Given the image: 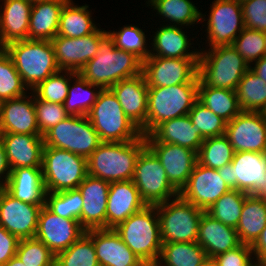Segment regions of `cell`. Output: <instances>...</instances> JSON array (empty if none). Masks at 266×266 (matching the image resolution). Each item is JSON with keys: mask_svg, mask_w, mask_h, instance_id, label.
Here are the masks:
<instances>
[{"mask_svg": "<svg viewBox=\"0 0 266 266\" xmlns=\"http://www.w3.org/2000/svg\"><path fill=\"white\" fill-rule=\"evenodd\" d=\"M79 73L101 89H109L121 80L140 75L142 60L132 52L115 47L113 39L107 34L100 41L97 54Z\"/></svg>", "mask_w": 266, "mask_h": 266, "instance_id": "1", "label": "cell"}, {"mask_svg": "<svg viewBox=\"0 0 266 266\" xmlns=\"http://www.w3.org/2000/svg\"><path fill=\"white\" fill-rule=\"evenodd\" d=\"M146 146L144 135L128 142H102L87 158V173L108 182L132 180L136 161Z\"/></svg>", "mask_w": 266, "mask_h": 266, "instance_id": "2", "label": "cell"}, {"mask_svg": "<svg viewBox=\"0 0 266 266\" xmlns=\"http://www.w3.org/2000/svg\"><path fill=\"white\" fill-rule=\"evenodd\" d=\"M114 230L146 266H155L160 258L162 241L156 205H146Z\"/></svg>", "mask_w": 266, "mask_h": 266, "instance_id": "3", "label": "cell"}, {"mask_svg": "<svg viewBox=\"0 0 266 266\" xmlns=\"http://www.w3.org/2000/svg\"><path fill=\"white\" fill-rule=\"evenodd\" d=\"M4 49L11 56L17 72L30 91L60 70L51 41L20 40L9 43Z\"/></svg>", "mask_w": 266, "mask_h": 266, "instance_id": "4", "label": "cell"}, {"mask_svg": "<svg viewBox=\"0 0 266 266\" xmlns=\"http://www.w3.org/2000/svg\"><path fill=\"white\" fill-rule=\"evenodd\" d=\"M199 75L191 82L148 88L146 135L164 121L187 115L198 100Z\"/></svg>", "mask_w": 266, "mask_h": 266, "instance_id": "5", "label": "cell"}, {"mask_svg": "<svg viewBox=\"0 0 266 266\" xmlns=\"http://www.w3.org/2000/svg\"><path fill=\"white\" fill-rule=\"evenodd\" d=\"M249 69V64L232 45L200 50L198 75L207 86L236 91L238 83Z\"/></svg>", "mask_w": 266, "mask_h": 266, "instance_id": "6", "label": "cell"}, {"mask_svg": "<svg viewBox=\"0 0 266 266\" xmlns=\"http://www.w3.org/2000/svg\"><path fill=\"white\" fill-rule=\"evenodd\" d=\"M87 117L102 142H128L142 136L140 128L124 113L110 89H102Z\"/></svg>", "mask_w": 266, "mask_h": 266, "instance_id": "7", "label": "cell"}, {"mask_svg": "<svg viewBox=\"0 0 266 266\" xmlns=\"http://www.w3.org/2000/svg\"><path fill=\"white\" fill-rule=\"evenodd\" d=\"M162 243L197 242L200 219L205 211L180 195L156 205Z\"/></svg>", "mask_w": 266, "mask_h": 266, "instance_id": "8", "label": "cell"}, {"mask_svg": "<svg viewBox=\"0 0 266 266\" xmlns=\"http://www.w3.org/2000/svg\"><path fill=\"white\" fill-rule=\"evenodd\" d=\"M42 172L46 192L77 189L88 175L87 159L67 150L44 146Z\"/></svg>", "mask_w": 266, "mask_h": 266, "instance_id": "9", "label": "cell"}, {"mask_svg": "<svg viewBox=\"0 0 266 266\" xmlns=\"http://www.w3.org/2000/svg\"><path fill=\"white\" fill-rule=\"evenodd\" d=\"M44 146L67 150L88 158L102 143L87 116L70 115L49 129L44 135Z\"/></svg>", "mask_w": 266, "mask_h": 266, "instance_id": "10", "label": "cell"}, {"mask_svg": "<svg viewBox=\"0 0 266 266\" xmlns=\"http://www.w3.org/2000/svg\"><path fill=\"white\" fill-rule=\"evenodd\" d=\"M217 170L231 189L248 195H261L266 189V153L234 152L232 162Z\"/></svg>", "mask_w": 266, "mask_h": 266, "instance_id": "11", "label": "cell"}, {"mask_svg": "<svg viewBox=\"0 0 266 266\" xmlns=\"http://www.w3.org/2000/svg\"><path fill=\"white\" fill-rule=\"evenodd\" d=\"M132 181L147 205L164 203L179 195L168 181L160 160L148 146L141 151L136 161Z\"/></svg>", "mask_w": 266, "mask_h": 266, "instance_id": "12", "label": "cell"}, {"mask_svg": "<svg viewBox=\"0 0 266 266\" xmlns=\"http://www.w3.org/2000/svg\"><path fill=\"white\" fill-rule=\"evenodd\" d=\"M199 58L148 57L142 74L148 87H169L191 82L198 75Z\"/></svg>", "mask_w": 266, "mask_h": 266, "instance_id": "13", "label": "cell"}, {"mask_svg": "<svg viewBox=\"0 0 266 266\" xmlns=\"http://www.w3.org/2000/svg\"><path fill=\"white\" fill-rule=\"evenodd\" d=\"M206 24L209 47L231 45L245 28L238 0H214Z\"/></svg>", "mask_w": 266, "mask_h": 266, "instance_id": "14", "label": "cell"}, {"mask_svg": "<svg viewBox=\"0 0 266 266\" xmlns=\"http://www.w3.org/2000/svg\"><path fill=\"white\" fill-rule=\"evenodd\" d=\"M225 136L234 152L266 153V118L261 112L241 111L227 123Z\"/></svg>", "mask_w": 266, "mask_h": 266, "instance_id": "15", "label": "cell"}, {"mask_svg": "<svg viewBox=\"0 0 266 266\" xmlns=\"http://www.w3.org/2000/svg\"><path fill=\"white\" fill-rule=\"evenodd\" d=\"M86 230L75 219L62 218L43 206L38 218L35 238L42 241L56 256L79 240Z\"/></svg>", "mask_w": 266, "mask_h": 266, "instance_id": "16", "label": "cell"}, {"mask_svg": "<svg viewBox=\"0 0 266 266\" xmlns=\"http://www.w3.org/2000/svg\"><path fill=\"white\" fill-rule=\"evenodd\" d=\"M107 31L98 28L94 33L80 38L56 35L52 40L55 59L60 70L79 72L98 52L100 41Z\"/></svg>", "mask_w": 266, "mask_h": 266, "instance_id": "17", "label": "cell"}, {"mask_svg": "<svg viewBox=\"0 0 266 266\" xmlns=\"http://www.w3.org/2000/svg\"><path fill=\"white\" fill-rule=\"evenodd\" d=\"M231 188L223 181L217 169L197 162L179 195L199 209L206 211Z\"/></svg>", "mask_w": 266, "mask_h": 266, "instance_id": "18", "label": "cell"}, {"mask_svg": "<svg viewBox=\"0 0 266 266\" xmlns=\"http://www.w3.org/2000/svg\"><path fill=\"white\" fill-rule=\"evenodd\" d=\"M45 205L24 203L11 196L5 189L0 195V226L19 240L34 238L39 213Z\"/></svg>", "mask_w": 266, "mask_h": 266, "instance_id": "19", "label": "cell"}, {"mask_svg": "<svg viewBox=\"0 0 266 266\" xmlns=\"http://www.w3.org/2000/svg\"><path fill=\"white\" fill-rule=\"evenodd\" d=\"M164 168L168 181L180 192L198 162L197 152L169 143H146Z\"/></svg>", "mask_w": 266, "mask_h": 266, "instance_id": "20", "label": "cell"}, {"mask_svg": "<svg viewBox=\"0 0 266 266\" xmlns=\"http://www.w3.org/2000/svg\"><path fill=\"white\" fill-rule=\"evenodd\" d=\"M110 182L87 175L78 186L83 198L81 217L82 227L88 231L106 229V209Z\"/></svg>", "mask_w": 266, "mask_h": 266, "instance_id": "21", "label": "cell"}, {"mask_svg": "<svg viewBox=\"0 0 266 266\" xmlns=\"http://www.w3.org/2000/svg\"><path fill=\"white\" fill-rule=\"evenodd\" d=\"M148 88L142 73L121 80L109 88L119 101L125 115L140 128L144 136H146Z\"/></svg>", "mask_w": 266, "mask_h": 266, "instance_id": "22", "label": "cell"}, {"mask_svg": "<svg viewBox=\"0 0 266 266\" xmlns=\"http://www.w3.org/2000/svg\"><path fill=\"white\" fill-rule=\"evenodd\" d=\"M85 234L93 241L100 266H146L114 229H93Z\"/></svg>", "mask_w": 266, "mask_h": 266, "instance_id": "23", "label": "cell"}, {"mask_svg": "<svg viewBox=\"0 0 266 266\" xmlns=\"http://www.w3.org/2000/svg\"><path fill=\"white\" fill-rule=\"evenodd\" d=\"M2 101L0 133L41 135L34 106V93Z\"/></svg>", "mask_w": 266, "mask_h": 266, "instance_id": "24", "label": "cell"}, {"mask_svg": "<svg viewBox=\"0 0 266 266\" xmlns=\"http://www.w3.org/2000/svg\"><path fill=\"white\" fill-rule=\"evenodd\" d=\"M146 205L132 180L110 182L106 229H114Z\"/></svg>", "mask_w": 266, "mask_h": 266, "instance_id": "25", "label": "cell"}, {"mask_svg": "<svg viewBox=\"0 0 266 266\" xmlns=\"http://www.w3.org/2000/svg\"><path fill=\"white\" fill-rule=\"evenodd\" d=\"M10 169L42 168L44 140L42 135L0 133Z\"/></svg>", "mask_w": 266, "mask_h": 266, "instance_id": "26", "label": "cell"}, {"mask_svg": "<svg viewBox=\"0 0 266 266\" xmlns=\"http://www.w3.org/2000/svg\"><path fill=\"white\" fill-rule=\"evenodd\" d=\"M144 137L146 143H169L189 148L197 153L203 143L200 130L192 124L188 114L162 122Z\"/></svg>", "mask_w": 266, "mask_h": 266, "instance_id": "27", "label": "cell"}, {"mask_svg": "<svg viewBox=\"0 0 266 266\" xmlns=\"http://www.w3.org/2000/svg\"><path fill=\"white\" fill-rule=\"evenodd\" d=\"M197 243L213 258L239 246L241 243L234 227L223 224L203 213L198 227Z\"/></svg>", "mask_w": 266, "mask_h": 266, "instance_id": "28", "label": "cell"}, {"mask_svg": "<svg viewBox=\"0 0 266 266\" xmlns=\"http://www.w3.org/2000/svg\"><path fill=\"white\" fill-rule=\"evenodd\" d=\"M4 1V3H3ZM0 9V48L28 39L32 3L28 0H2Z\"/></svg>", "mask_w": 266, "mask_h": 266, "instance_id": "29", "label": "cell"}, {"mask_svg": "<svg viewBox=\"0 0 266 266\" xmlns=\"http://www.w3.org/2000/svg\"><path fill=\"white\" fill-rule=\"evenodd\" d=\"M5 190L24 203L45 205L46 189L42 168L27 167L11 170Z\"/></svg>", "mask_w": 266, "mask_h": 266, "instance_id": "30", "label": "cell"}, {"mask_svg": "<svg viewBox=\"0 0 266 266\" xmlns=\"http://www.w3.org/2000/svg\"><path fill=\"white\" fill-rule=\"evenodd\" d=\"M182 28L174 25H164L158 28L153 36L149 57L199 58L200 50L191 52L190 48H193L191 38L188 39L187 32Z\"/></svg>", "mask_w": 266, "mask_h": 266, "instance_id": "31", "label": "cell"}, {"mask_svg": "<svg viewBox=\"0 0 266 266\" xmlns=\"http://www.w3.org/2000/svg\"><path fill=\"white\" fill-rule=\"evenodd\" d=\"M67 1L52 0L32 3L28 39L51 41L57 35L60 13Z\"/></svg>", "mask_w": 266, "mask_h": 266, "instance_id": "32", "label": "cell"}, {"mask_svg": "<svg viewBox=\"0 0 266 266\" xmlns=\"http://www.w3.org/2000/svg\"><path fill=\"white\" fill-rule=\"evenodd\" d=\"M265 226L266 200L261 195H248L235 228L240 243L252 245Z\"/></svg>", "mask_w": 266, "mask_h": 266, "instance_id": "33", "label": "cell"}, {"mask_svg": "<svg viewBox=\"0 0 266 266\" xmlns=\"http://www.w3.org/2000/svg\"><path fill=\"white\" fill-rule=\"evenodd\" d=\"M87 4L77 6L68 0L60 13L58 36L80 38L94 33L98 27L91 18V11ZM94 22V23H93Z\"/></svg>", "mask_w": 266, "mask_h": 266, "instance_id": "34", "label": "cell"}, {"mask_svg": "<svg viewBox=\"0 0 266 266\" xmlns=\"http://www.w3.org/2000/svg\"><path fill=\"white\" fill-rule=\"evenodd\" d=\"M198 101L227 123L242 111L236 91L210 87L205 85L200 79Z\"/></svg>", "mask_w": 266, "mask_h": 266, "instance_id": "35", "label": "cell"}, {"mask_svg": "<svg viewBox=\"0 0 266 266\" xmlns=\"http://www.w3.org/2000/svg\"><path fill=\"white\" fill-rule=\"evenodd\" d=\"M147 4L156 10L162 20H169L174 26H189L200 23L204 19V15L195 6L191 0H147ZM199 10V11H198Z\"/></svg>", "mask_w": 266, "mask_h": 266, "instance_id": "36", "label": "cell"}, {"mask_svg": "<svg viewBox=\"0 0 266 266\" xmlns=\"http://www.w3.org/2000/svg\"><path fill=\"white\" fill-rule=\"evenodd\" d=\"M207 258L206 251L197 242L162 243L155 266H201Z\"/></svg>", "mask_w": 266, "mask_h": 266, "instance_id": "37", "label": "cell"}, {"mask_svg": "<svg viewBox=\"0 0 266 266\" xmlns=\"http://www.w3.org/2000/svg\"><path fill=\"white\" fill-rule=\"evenodd\" d=\"M73 81L72 86L70 82L64 102L65 110L70 115L87 116L102 89L88 82L79 72L73 76Z\"/></svg>", "mask_w": 266, "mask_h": 266, "instance_id": "38", "label": "cell"}, {"mask_svg": "<svg viewBox=\"0 0 266 266\" xmlns=\"http://www.w3.org/2000/svg\"><path fill=\"white\" fill-rule=\"evenodd\" d=\"M236 94L242 111L261 112L266 105V82L249 69L238 83Z\"/></svg>", "mask_w": 266, "mask_h": 266, "instance_id": "39", "label": "cell"}, {"mask_svg": "<svg viewBox=\"0 0 266 266\" xmlns=\"http://www.w3.org/2000/svg\"><path fill=\"white\" fill-rule=\"evenodd\" d=\"M234 150L228 138L223 135L203 140L197 153L198 163L213 169H218L233 160Z\"/></svg>", "mask_w": 266, "mask_h": 266, "instance_id": "40", "label": "cell"}, {"mask_svg": "<svg viewBox=\"0 0 266 266\" xmlns=\"http://www.w3.org/2000/svg\"><path fill=\"white\" fill-rule=\"evenodd\" d=\"M247 196V193L237 189H231L223 194L205 212L223 224L236 228L240 219L243 203Z\"/></svg>", "mask_w": 266, "mask_h": 266, "instance_id": "41", "label": "cell"}, {"mask_svg": "<svg viewBox=\"0 0 266 266\" xmlns=\"http://www.w3.org/2000/svg\"><path fill=\"white\" fill-rule=\"evenodd\" d=\"M14 61L4 48H0V100L21 97L28 92Z\"/></svg>", "mask_w": 266, "mask_h": 266, "instance_id": "42", "label": "cell"}, {"mask_svg": "<svg viewBox=\"0 0 266 266\" xmlns=\"http://www.w3.org/2000/svg\"><path fill=\"white\" fill-rule=\"evenodd\" d=\"M55 266H100L93 241L84 234L55 256Z\"/></svg>", "mask_w": 266, "mask_h": 266, "instance_id": "43", "label": "cell"}, {"mask_svg": "<svg viewBox=\"0 0 266 266\" xmlns=\"http://www.w3.org/2000/svg\"><path fill=\"white\" fill-rule=\"evenodd\" d=\"M45 206L54 214L66 219L81 217L83 198L78 189L61 192H46Z\"/></svg>", "mask_w": 266, "mask_h": 266, "instance_id": "44", "label": "cell"}, {"mask_svg": "<svg viewBox=\"0 0 266 266\" xmlns=\"http://www.w3.org/2000/svg\"><path fill=\"white\" fill-rule=\"evenodd\" d=\"M76 73L69 70H59L35 87L33 93L43 101L64 104L70 81Z\"/></svg>", "mask_w": 266, "mask_h": 266, "instance_id": "45", "label": "cell"}, {"mask_svg": "<svg viewBox=\"0 0 266 266\" xmlns=\"http://www.w3.org/2000/svg\"><path fill=\"white\" fill-rule=\"evenodd\" d=\"M113 39L115 47L124 51L132 52L142 61L150 56V50L147 47L145 32L134 25H126L117 31H107Z\"/></svg>", "mask_w": 266, "mask_h": 266, "instance_id": "46", "label": "cell"}, {"mask_svg": "<svg viewBox=\"0 0 266 266\" xmlns=\"http://www.w3.org/2000/svg\"><path fill=\"white\" fill-rule=\"evenodd\" d=\"M188 115L192 124L200 130L203 140L225 135L227 122L198 100L194 103Z\"/></svg>", "mask_w": 266, "mask_h": 266, "instance_id": "47", "label": "cell"}, {"mask_svg": "<svg viewBox=\"0 0 266 266\" xmlns=\"http://www.w3.org/2000/svg\"><path fill=\"white\" fill-rule=\"evenodd\" d=\"M232 47L244 58L249 66L266 56L263 31L244 28L232 42Z\"/></svg>", "mask_w": 266, "mask_h": 266, "instance_id": "48", "label": "cell"}, {"mask_svg": "<svg viewBox=\"0 0 266 266\" xmlns=\"http://www.w3.org/2000/svg\"><path fill=\"white\" fill-rule=\"evenodd\" d=\"M16 256L26 266H55V255L37 238L21 239Z\"/></svg>", "mask_w": 266, "mask_h": 266, "instance_id": "49", "label": "cell"}, {"mask_svg": "<svg viewBox=\"0 0 266 266\" xmlns=\"http://www.w3.org/2000/svg\"><path fill=\"white\" fill-rule=\"evenodd\" d=\"M34 106L39 131L43 136L49 129L66 119L70 114L65 110L64 104L50 103L39 99L34 94Z\"/></svg>", "mask_w": 266, "mask_h": 266, "instance_id": "50", "label": "cell"}, {"mask_svg": "<svg viewBox=\"0 0 266 266\" xmlns=\"http://www.w3.org/2000/svg\"><path fill=\"white\" fill-rule=\"evenodd\" d=\"M244 26L248 29L266 30V0H243L240 2Z\"/></svg>", "mask_w": 266, "mask_h": 266, "instance_id": "51", "label": "cell"}, {"mask_svg": "<svg viewBox=\"0 0 266 266\" xmlns=\"http://www.w3.org/2000/svg\"><path fill=\"white\" fill-rule=\"evenodd\" d=\"M252 255L251 245L241 243L236 248L221 253L213 259L218 266H251L254 263Z\"/></svg>", "mask_w": 266, "mask_h": 266, "instance_id": "52", "label": "cell"}, {"mask_svg": "<svg viewBox=\"0 0 266 266\" xmlns=\"http://www.w3.org/2000/svg\"><path fill=\"white\" fill-rule=\"evenodd\" d=\"M19 239L0 226V266L16 255Z\"/></svg>", "mask_w": 266, "mask_h": 266, "instance_id": "53", "label": "cell"}, {"mask_svg": "<svg viewBox=\"0 0 266 266\" xmlns=\"http://www.w3.org/2000/svg\"><path fill=\"white\" fill-rule=\"evenodd\" d=\"M251 250L255 261L266 263V226L251 245Z\"/></svg>", "mask_w": 266, "mask_h": 266, "instance_id": "54", "label": "cell"}, {"mask_svg": "<svg viewBox=\"0 0 266 266\" xmlns=\"http://www.w3.org/2000/svg\"><path fill=\"white\" fill-rule=\"evenodd\" d=\"M10 172L11 169L6 157L5 149L3 143L0 140V188L5 189L10 176Z\"/></svg>", "mask_w": 266, "mask_h": 266, "instance_id": "55", "label": "cell"}, {"mask_svg": "<svg viewBox=\"0 0 266 266\" xmlns=\"http://www.w3.org/2000/svg\"><path fill=\"white\" fill-rule=\"evenodd\" d=\"M252 65H250V70L266 82V56L255 61Z\"/></svg>", "mask_w": 266, "mask_h": 266, "instance_id": "56", "label": "cell"}, {"mask_svg": "<svg viewBox=\"0 0 266 266\" xmlns=\"http://www.w3.org/2000/svg\"><path fill=\"white\" fill-rule=\"evenodd\" d=\"M3 266H26L16 255Z\"/></svg>", "mask_w": 266, "mask_h": 266, "instance_id": "57", "label": "cell"}, {"mask_svg": "<svg viewBox=\"0 0 266 266\" xmlns=\"http://www.w3.org/2000/svg\"><path fill=\"white\" fill-rule=\"evenodd\" d=\"M201 266H218L213 258H207Z\"/></svg>", "mask_w": 266, "mask_h": 266, "instance_id": "58", "label": "cell"}, {"mask_svg": "<svg viewBox=\"0 0 266 266\" xmlns=\"http://www.w3.org/2000/svg\"><path fill=\"white\" fill-rule=\"evenodd\" d=\"M251 266H266V263L254 261V263Z\"/></svg>", "mask_w": 266, "mask_h": 266, "instance_id": "59", "label": "cell"}, {"mask_svg": "<svg viewBox=\"0 0 266 266\" xmlns=\"http://www.w3.org/2000/svg\"><path fill=\"white\" fill-rule=\"evenodd\" d=\"M31 3H39V2H47V1H52V0H28Z\"/></svg>", "mask_w": 266, "mask_h": 266, "instance_id": "60", "label": "cell"}, {"mask_svg": "<svg viewBox=\"0 0 266 266\" xmlns=\"http://www.w3.org/2000/svg\"><path fill=\"white\" fill-rule=\"evenodd\" d=\"M261 114L266 118V105L263 108V110L261 111Z\"/></svg>", "mask_w": 266, "mask_h": 266, "instance_id": "61", "label": "cell"}, {"mask_svg": "<svg viewBox=\"0 0 266 266\" xmlns=\"http://www.w3.org/2000/svg\"><path fill=\"white\" fill-rule=\"evenodd\" d=\"M261 196L266 200V189H265L264 192L261 194Z\"/></svg>", "mask_w": 266, "mask_h": 266, "instance_id": "62", "label": "cell"}, {"mask_svg": "<svg viewBox=\"0 0 266 266\" xmlns=\"http://www.w3.org/2000/svg\"><path fill=\"white\" fill-rule=\"evenodd\" d=\"M263 33H264L265 45H266V30H265V31H263Z\"/></svg>", "mask_w": 266, "mask_h": 266, "instance_id": "63", "label": "cell"}]
</instances>
